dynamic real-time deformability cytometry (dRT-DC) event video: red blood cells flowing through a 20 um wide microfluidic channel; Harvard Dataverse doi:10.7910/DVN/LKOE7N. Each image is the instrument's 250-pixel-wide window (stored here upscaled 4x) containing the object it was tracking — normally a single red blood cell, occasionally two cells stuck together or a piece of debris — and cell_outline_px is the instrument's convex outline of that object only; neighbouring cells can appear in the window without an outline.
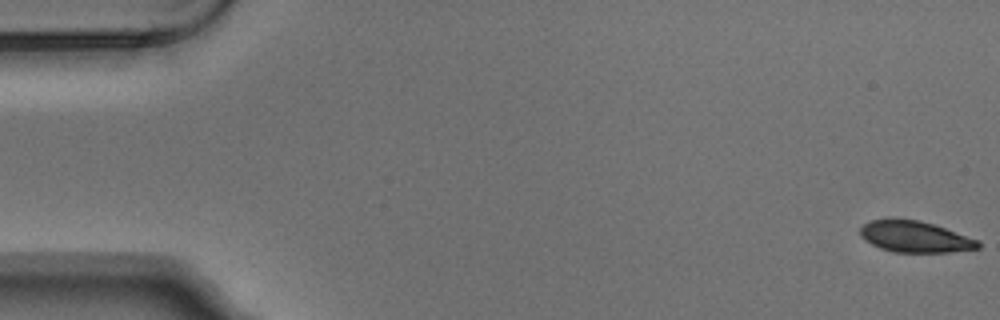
{"species": "Egyptian fruit bat (a non-hibernating species)", "species_latin": "Rousettus aegyptiacus", "temperature_condition": "warm", "stored_images_in_passage": 6, "camera_frame_rate_fps": 3000, "um_per_image_px": 0.085, "animal": {"sex": "male"}, "frame": {"image": 1, "passage_image": 1, "time_ms": 0.0, "image_size_px": [1000, 320], "cell_outline_px": [[980, 248], [948, 252], [896, 252], [880, 248], [864, 240], [860, 236], [860, 228], [864, 224], [872, 220], [920, 220], [980, 240]], "centroid_in_image_um": [77.79, 20.14], "position_along_channel_um": 7.2, "area_um2": 21.1}}
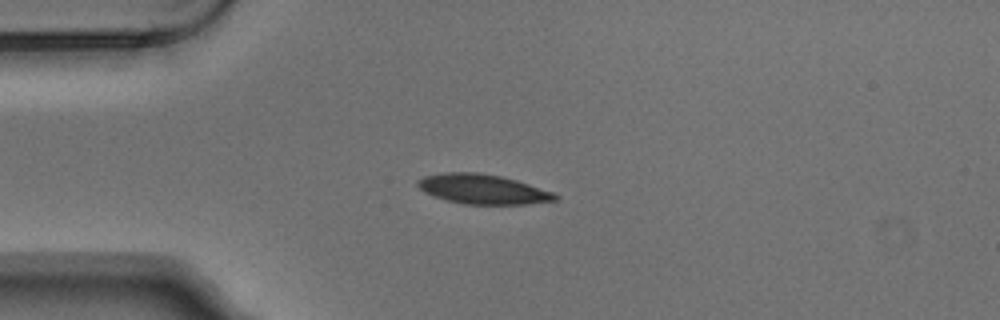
{"frame": {"image": 2, "passage_image": 4, "time_ms": 1.0, "image_size_px": [1000, 320], "cell_outline_px": [[560, 196], [556, 200], [528, 204], [464, 204], [448, 200], [424, 192], [416, 184], [416, 180], [424, 176], [444, 172], [480, 172], [500, 176], [516, 180], [552, 192]], "centroid_in_image_um": [41.02, 16.07], "position_along_channel_um": 44.0, "area_um2": 23.64}}
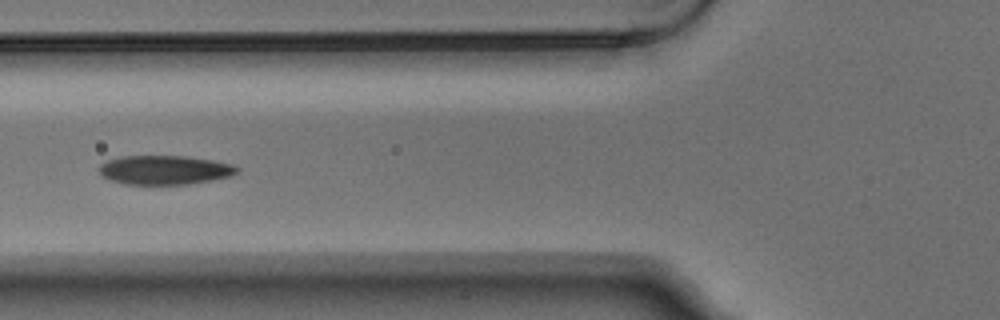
{"frame": {"image": 3, "passage_image": 6, "time_ms": 1.667, "image_size_px": [1000, 320], "cell_outline_px": [[240, 168], [232, 176], [212, 180], [188, 184], [124, 184], [100, 176], [96, 168], [100, 164], [108, 160], [120, 156], [188, 156], [212, 160], [232, 164]], "centroid_in_image_um": [13.96, 14.44], "position_along_channel_um": 111.8, "area_um2": 23.58}}